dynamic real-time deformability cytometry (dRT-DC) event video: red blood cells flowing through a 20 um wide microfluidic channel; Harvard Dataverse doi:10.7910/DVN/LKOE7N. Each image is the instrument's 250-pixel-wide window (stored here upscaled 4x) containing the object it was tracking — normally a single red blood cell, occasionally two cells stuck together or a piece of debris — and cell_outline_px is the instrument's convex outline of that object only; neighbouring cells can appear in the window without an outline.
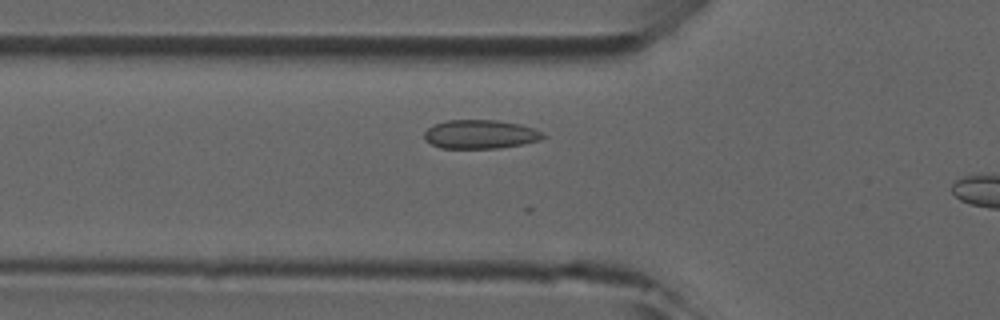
{"species": "common noctule bat (a hibernating species)", "species_latin": "Nyctalus noctula", "temperature_condition": "room temperature", "stored_images_in_passage": 14, "camera_frame_rate_fps": 3000, "um_per_image_px": 0.085, "animal": {"sex": "male", "forearm_length_mm": 52.5}, "frame": {"image": 1, "passage_image": 12, "time_ms": 3.667, "image_size_px": [1000, 320], "cell_outline_px": [[548, 136], [540, 140], [500, 148], [440, 148], [424, 140], [424, 132], [428, 128], [436, 124], [448, 120], [500, 120], [520, 124], [544, 132]], "centroid_in_image_um": [40.85, 11.41], "position_along_channel_um": 85.0, "area_um2": 20.0}}